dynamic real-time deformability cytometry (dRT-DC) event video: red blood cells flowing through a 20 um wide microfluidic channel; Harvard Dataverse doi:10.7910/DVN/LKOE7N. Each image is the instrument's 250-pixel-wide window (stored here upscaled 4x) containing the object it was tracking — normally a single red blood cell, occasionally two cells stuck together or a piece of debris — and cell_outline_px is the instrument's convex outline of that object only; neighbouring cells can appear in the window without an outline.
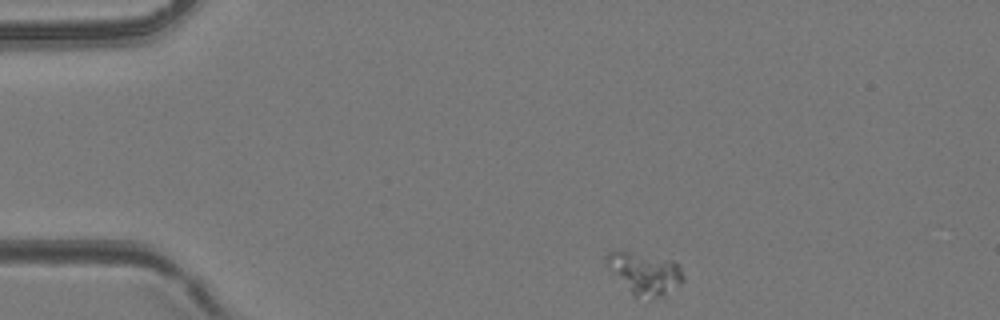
{"species": "common noctule bat (a hibernating species)", "species_latin": "Nyctalus noctula", "temperature_condition": "room temperature", "stored_images_in_passage": 4, "camera_frame_rate_fps": 3000, "um_per_image_px": 0.085, "animal": {"sex": "female", "body_mass_g": 24.6, "forearm_length_mm": 56.2}, "frame": {"image": 1, "passage_image": 1, "time_ms": 0.0, "image_size_px": [1000, 320], "cell_outline_px": [[684, 280], [680, 284], [660, 296], [636, 296], [608, 268], [604, 260], [604, 256], [608, 252], [628, 252], [672, 260], [680, 264], [684, 276]], "centroid_in_image_um": [54.82, 23.19], "position_along_channel_um": 30.2, "area_um2": 17.98}}